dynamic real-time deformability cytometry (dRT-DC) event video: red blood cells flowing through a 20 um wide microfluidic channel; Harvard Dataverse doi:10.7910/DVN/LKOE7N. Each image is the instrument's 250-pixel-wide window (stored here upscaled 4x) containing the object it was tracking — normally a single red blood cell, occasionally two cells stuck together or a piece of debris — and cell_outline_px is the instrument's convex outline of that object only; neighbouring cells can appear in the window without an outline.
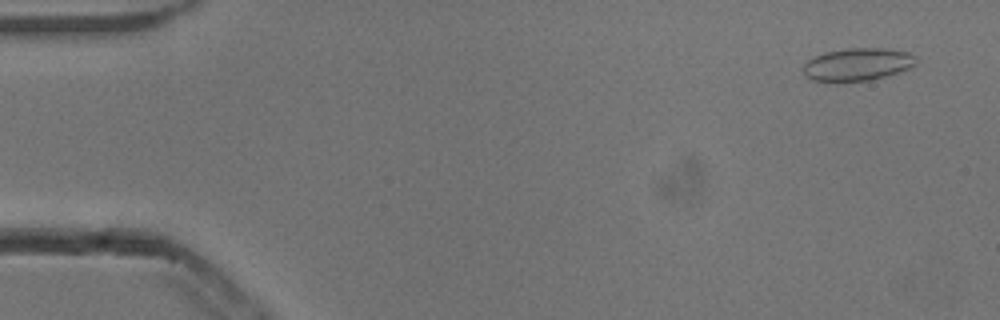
{"species": "common noctule bat (a hibernating species)", "species_latin": "Nyctalus noctula", "temperature_condition": "cold", "stored_images_in_passage": 52, "camera_frame_rate_fps": 3000, "um_per_image_px": 0.085, "animal": {"sex": "male", "body_mass_g": 13.3}, "frame": {"image": 1, "passage_image": 3, "time_ms": 0.667, "image_size_px": [1000, 320], "cell_outline_px": [[916, 64], [912, 68], [884, 76], [868, 80], [812, 80], [804, 76], [804, 64], [808, 60], [824, 52], [848, 48], [884, 48], [908, 52], [916, 56]], "centroid_in_image_um": [72.92, 5.45], "position_along_channel_um": 12.1, "area_um2": 21.15}}
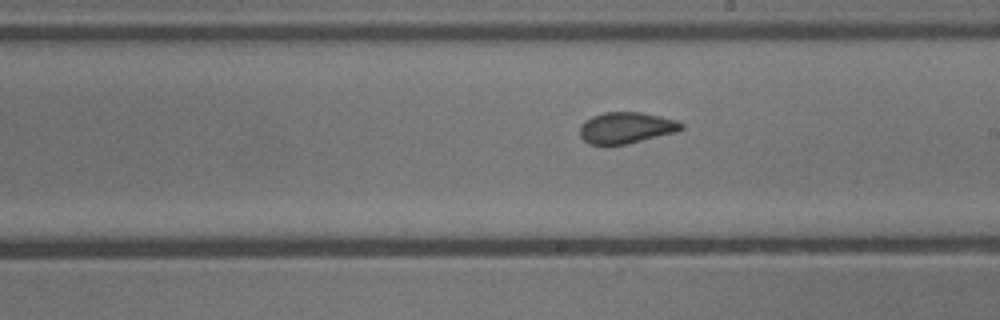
{"frame": {"image": 2, "passage_image": 30, "time_ms": 9.667, "image_size_px": [1000, 320], "cell_outline_px": [[684, 128], [676, 132], [624, 144], [588, 144], [580, 136], [580, 124], [584, 120], [592, 116], [604, 112], [644, 112], [676, 120], [684, 124]], "centroid_in_image_um": [53.21, 10.84], "position_along_channel_um": 235.8, "area_um2": 18.44}}
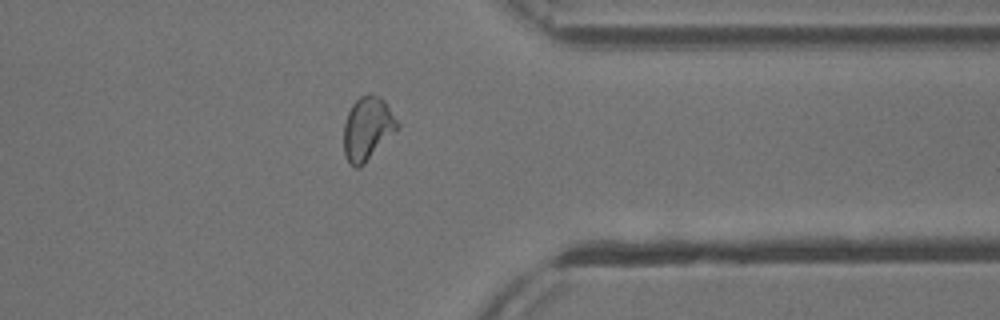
{"frame": {"image": 3, "passage_image": 42, "time_ms": 13.667, "image_size_px": [1000, 320], "cell_outline_px": [[400, 128], [360, 168], [356, 168], [344, 156], [344, 124], [348, 112], [352, 104], [360, 96], [368, 92], [380, 96], [384, 100], [400, 124]], "centroid_in_image_um": [31.25, 10.91], "position_along_channel_um": 380.1, "area_um2": 20.0}}